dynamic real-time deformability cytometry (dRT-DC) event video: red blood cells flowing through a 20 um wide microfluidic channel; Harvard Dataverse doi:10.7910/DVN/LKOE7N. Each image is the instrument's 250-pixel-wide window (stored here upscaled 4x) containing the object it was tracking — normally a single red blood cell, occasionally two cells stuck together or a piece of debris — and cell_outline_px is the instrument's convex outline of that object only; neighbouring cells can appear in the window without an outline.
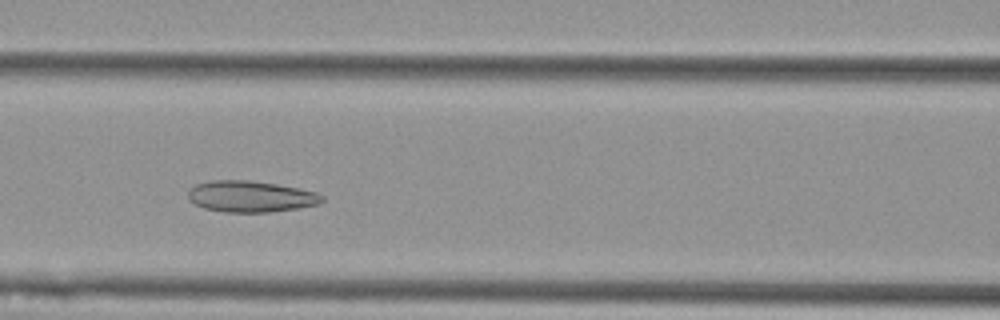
{"species": "Egyptian fruit bat (a non-hibernating species)", "species_latin": "Rousettus aegyptiacus", "temperature_condition": "cold", "stored_images_in_passage": 49, "camera_frame_rate_fps": 3000, "um_per_image_px": 0.085, "animal": {"sex": "female"}, "frame": {"image": 1, "passage_image": 17, "time_ms": 5.333, "image_size_px": [1000, 320], "cell_outline_px": [[324, 200], [320, 204], [296, 208], [268, 212], [224, 212], [204, 208], [196, 204], [188, 196], [188, 192], [196, 184], [212, 180], [248, 180], [276, 184], [316, 192], [324, 196]], "centroid_in_image_um": [21.33, 16.7], "position_along_channel_um": 145.3, "area_um2": 24.16}}
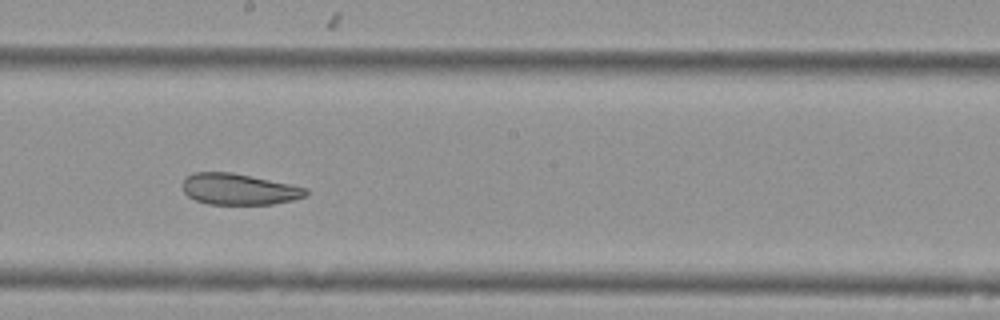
{"frame": {"image": 2, "passage_image": 24, "time_ms": 7.667, "image_size_px": [1000, 320], "cell_outline_px": [[308, 196], [292, 200], [272, 204], [208, 204], [196, 200], [188, 196], [184, 192], [180, 184], [184, 176], [192, 172], [232, 172], [308, 188]], "centroid_in_image_um": [20.26, 16.07], "position_along_channel_um": 227.9, "area_um2": 22.6}}
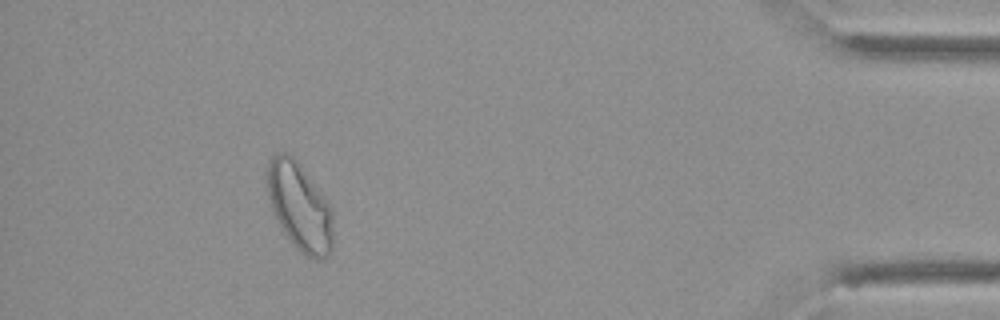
{"frame": {"image": 3, "passage_image": 44, "time_ms": 14.333, "image_size_px": [1000, 320], "cell_outline_px": [[332, 248], [328, 256], [324, 260], [316, 260], [300, 252], [292, 244], [284, 232], [272, 212], [264, 184], [264, 172], [272, 156], [276, 152], [288, 152], [300, 164], [312, 180], [332, 208]], "centroid_in_image_um": [25.42, 17.54], "position_along_channel_um": 409.8, "area_um2": 34.39}, "authors_computed_cell_mechanics": {"area_um2": 27.5128, "velocity_mm_per_s": 3.5657, "shape_relaxation_time_tau1_ms": null, "shape_relaxation_time_tau2_ms": 4.49, "deformation_change_tau1": null, "deformation_change_tau2": 0.0999}}